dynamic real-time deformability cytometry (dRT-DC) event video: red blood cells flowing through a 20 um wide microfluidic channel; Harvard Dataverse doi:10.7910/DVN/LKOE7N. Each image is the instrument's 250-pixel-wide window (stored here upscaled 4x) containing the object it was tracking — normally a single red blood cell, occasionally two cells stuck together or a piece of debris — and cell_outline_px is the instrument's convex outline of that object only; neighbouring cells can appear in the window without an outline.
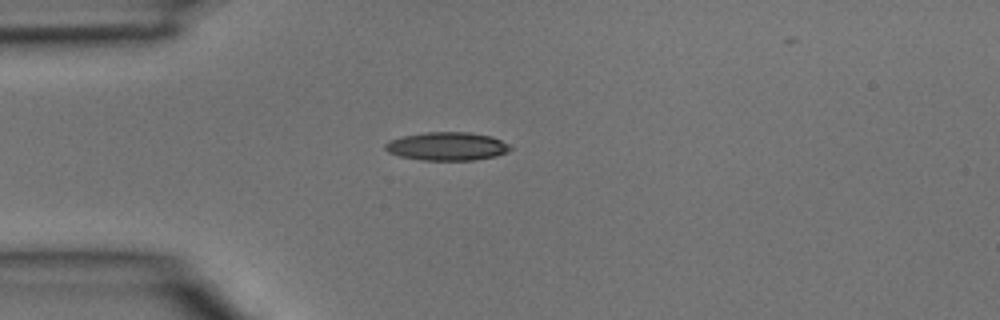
{"species": "common noctule bat (a hibernating species)", "species_latin": "Nyctalus noctula", "temperature_condition": "room temperature", "stored_images_in_passage": 5, "camera_frame_rate_fps": 3000, "um_per_image_px": 0.085, "animal": {"sex": "male", "body_mass_g": 15.6}, "frame": {"image": 1, "passage_image": 5, "time_ms": 1.333, "image_size_px": [1000, 320], "cell_outline_px": [[512, 148], [496, 156], [472, 160], [424, 160], [400, 156], [388, 152], [384, 148], [384, 144], [388, 140], [404, 136], [428, 132], [468, 132], [492, 136], [512, 144]], "centroid_in_image_um": [38.01, 12.43], "position_along_channel_um": 47.0, "area_um2": 20.63}}